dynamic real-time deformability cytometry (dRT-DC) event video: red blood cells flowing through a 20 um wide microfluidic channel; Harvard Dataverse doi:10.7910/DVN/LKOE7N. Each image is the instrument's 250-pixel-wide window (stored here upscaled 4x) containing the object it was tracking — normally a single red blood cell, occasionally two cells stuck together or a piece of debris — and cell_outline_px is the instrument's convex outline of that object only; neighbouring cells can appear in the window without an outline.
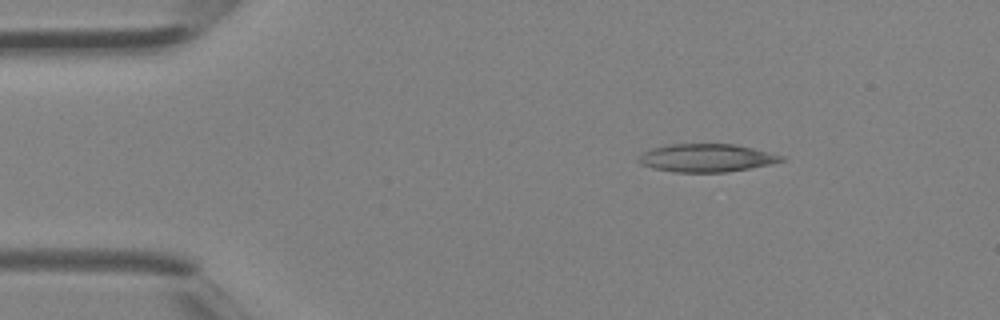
{"species": "Egyptian fruit bat (a non-hibernating species)", "species_latin": "Rousettus aegyptiacus", "temperature_condition": "room temperature", "stored_images_in_passage": 3, "camera_frame_rate_fps": 3000, "um_per_image_px": 0.085, "animal": {"sex": "female"}, "frame": {"image": 1, "passage_image": 1, "time_ms": 0.0, "image_size_px": [1000, 320], "cell_outline_px": [[784, 160], [772, 164], [728, 172], [676, 172], [656, 168], [640, 164], [636, 160], [636, 156], [652, 148], [668, 144], [736, 144], [784, 156]], "centroid_in_image_um": [60.03, 13.42], "position_along_channel_um": 25.0, "area_um2": 23.29}}
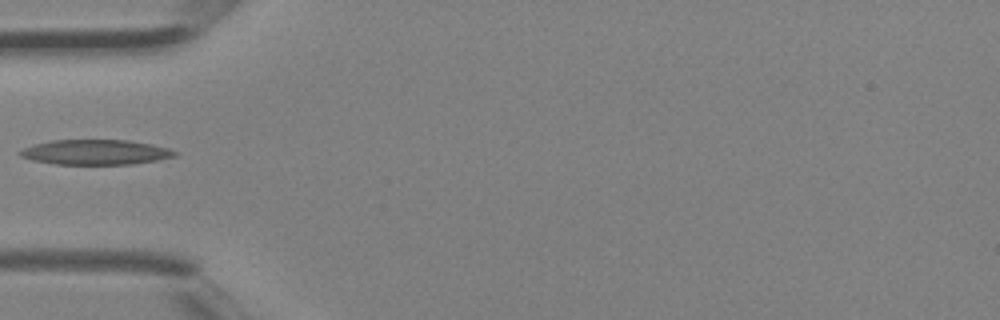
{"frame": {"image": 2, "passage_image": 3, "time_ms": 0.667, "image_size_px": [1000, 320], "cell_outline_px": [[176, 156], [156, 160], [132, 164], [56, 164], [32, 160], [20, 156], [16, 152], [32, 144], [52, 140], [128, 140], [152, 144], [168, 148], [176, 152]], "centroid_in_image_um": [8.08, 12.93], "position_along_channel_um": 76.9, "area_um2": 22.54}}